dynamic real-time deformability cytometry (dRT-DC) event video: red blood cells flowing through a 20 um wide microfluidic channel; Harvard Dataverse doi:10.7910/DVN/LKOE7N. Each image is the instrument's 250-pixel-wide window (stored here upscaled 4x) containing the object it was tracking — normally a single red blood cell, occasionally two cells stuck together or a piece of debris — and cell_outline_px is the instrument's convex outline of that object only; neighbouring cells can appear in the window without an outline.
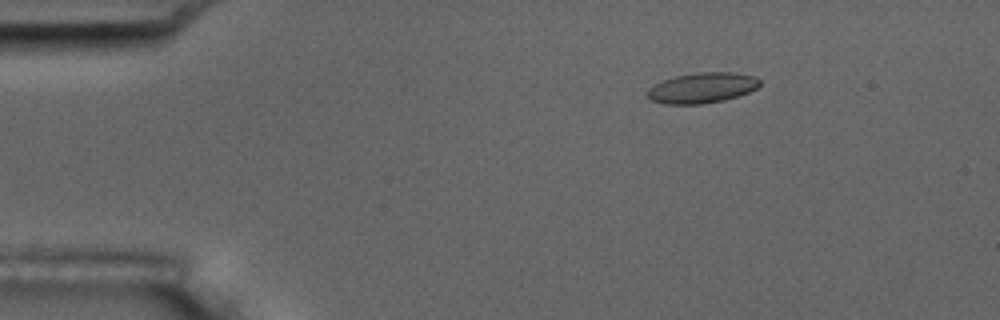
{"species": "common noctule bat (a hibernating species)", "species_latin": "Nyctalus noctula", "temperature_condition": "room temperature", "stored_images_in_passage": 6, "camera_frame_rate_fps": 3000, "um_per_image_px": 0.085, "animal": {"sex": "male", "body_mass_g": 17.5, "forearm_length_mm": 52.3}, "frame": {"image": 1, "passage_image": 2, "time_ms": 1.333, "image_size_px": [1000, 320], "cell_outline_px": [[760, 84], [756, 88], [748, 92], [724, 100], [704, 104], [664, 104], [652, 100], [648, 96], [648, 88], [664, 80], [676, 76], [696, 72], [732, 72], [756, 76], [760, 80]], "centroid_in_image_um": [59.7, 7.46], "position_along_channel_um": 25.3, "area_um2": 19.83}}
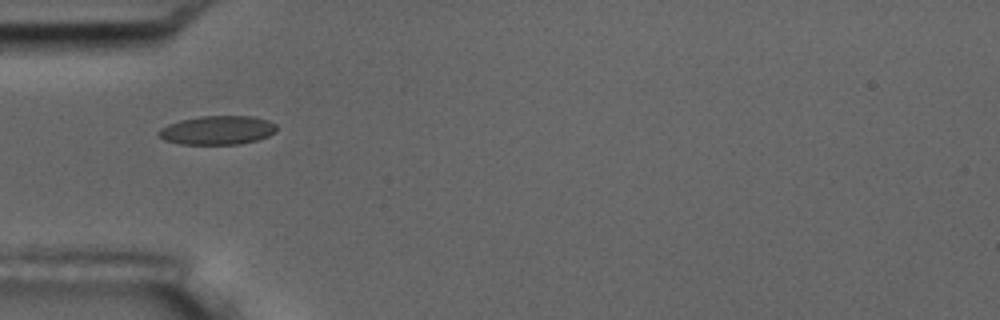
{"frame": {"image": 2, "passage_image": 4, "time_ms": 4.333, "image_size_px": [1000, 320], "cell_outline_px": [[276, 132], [268, 136], [256, 140], [240, 144], [180, 144], [164, 140], [156, 136], [156, 132], [160, 128], [168, 124], [180, 120], [200, 116], [252, 116], [268, 120], [276, 124]], "centroid_in_image_um": [18.44, 11.07], "position_along_channel_um": 66.6, "area_um2": 20.0}}